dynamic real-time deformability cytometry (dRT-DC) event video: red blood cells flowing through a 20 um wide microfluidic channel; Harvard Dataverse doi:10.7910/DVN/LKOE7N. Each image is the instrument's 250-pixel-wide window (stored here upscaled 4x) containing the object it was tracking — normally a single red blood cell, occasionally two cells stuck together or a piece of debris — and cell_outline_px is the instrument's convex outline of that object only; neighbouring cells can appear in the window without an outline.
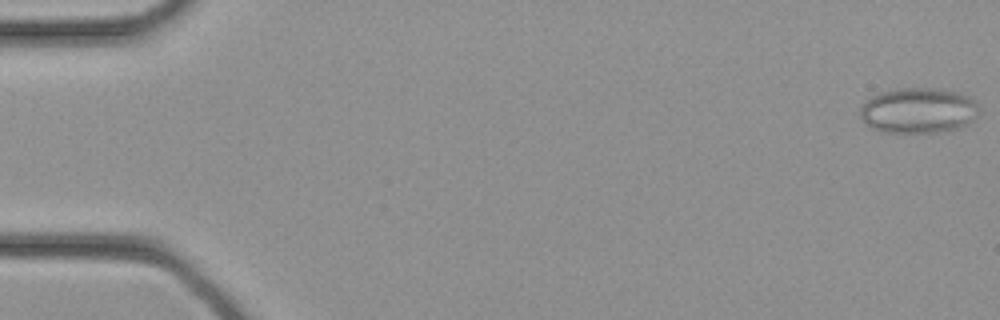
{"species": "common noctule bat (a hibernating species)", "species_latin": "Nyctalus noctula", "temperature_condition": "cold", "stored_images_in_passage": 34, "camera_frame_rate_fps": 3000, "um_per_image_px": 0.085, "animal": {"sex": "female", "body_mass_g": 21.9}, "frame": {"image": 1, "passage_image": 1, "time_ms": 0.0, "image_size_px": [1000, 320], "cell_outline_px": [[980, 112], [964, 128], [936, 132], [880, 132], [864, 124], [860, 116], [860, 108], [864, 100], [880, 92], [904, 88], [936, 88], [960, 92], [972, 96], [976, 100], [980, 108]], "centroid_in_image_um": [78.1, 9.39], "position_along_channel_um": 6.9, "area_um2": 32.19}}
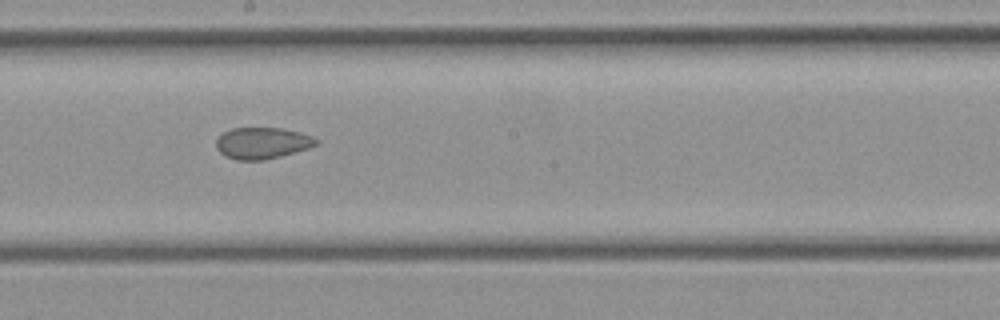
{"frame": {"image": 2, "passage_image": 19, "time_ms": 6.0, "image_size_px": [1000, 320], "cell_outline_px": [[320, 144], [308, 148], [280, 156], [264, 160], [236, 160], [224, 156], [216, 148], [216, 140], [224, 132], [232, 128], [280, 128], [300, 132], [312, 136], [320, 140]], "centroid_in_image_um": [22.31, 12.16], "position_along_channel_um": 225.9, "area_um2": 18.38}}
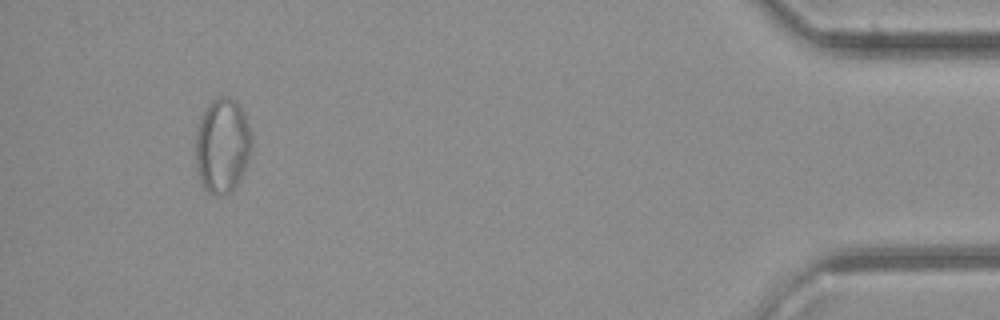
{"frame": {"image": 3, "passage_image": 32, "time_ms": 10.333, "image_size_px": [1000, 320], "cell_outline_px": [[252, 152], [236, 188], [220, 196], [216, 196], [208, 192], [204, 188], [200, 180], [196, 168], [196, 136], [200, 116], [204, 108], [216, 96], [232, 96], [236, 100], [244, 112], [252, 136]], "centroid_in_image_um": [18.91, 12.35], "position_along_channel_um": 416.3, "area_um2": 31.62}}